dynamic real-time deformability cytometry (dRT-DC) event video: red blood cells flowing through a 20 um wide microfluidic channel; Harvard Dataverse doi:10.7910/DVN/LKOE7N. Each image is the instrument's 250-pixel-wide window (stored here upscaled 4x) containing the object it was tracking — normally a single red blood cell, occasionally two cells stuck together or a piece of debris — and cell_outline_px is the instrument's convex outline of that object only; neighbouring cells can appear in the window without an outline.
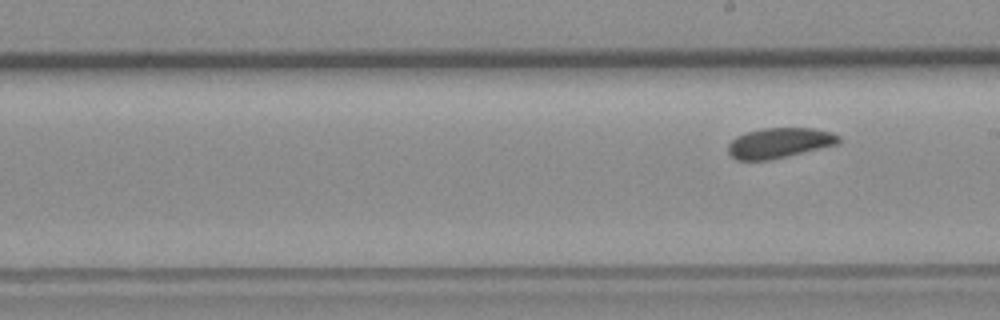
{"species": "common noctule bat (a hibernating species)", "species_latin": "Nyctalus noctula", "temperature_condition": "room temperature", "stored_images_in_passage": 9, "segment_of_instrument_passage": [2, 2], "camera_frame_rate_fps": 3000, "um_per_image_px": 0.085, "animal": {"sex": "female", "body_mass_g": 19.3, "forearm_length_mm": 54.1}, "frame": {"image": 1, "passage_image": 9, "time_ms": 10.667, "image_size_px": [1000, 320], "cell_outline_px": [[840, 144], [768, 160], [736, 160], [728, 152], [728, 144], [736, 136], [760, 128], [812, 128], [832, 132], [840, 136]], "centroid_in_image_um": [66.26, 12.14], "position_along_channel_um": 222.7, "area_um2": 19.48}}